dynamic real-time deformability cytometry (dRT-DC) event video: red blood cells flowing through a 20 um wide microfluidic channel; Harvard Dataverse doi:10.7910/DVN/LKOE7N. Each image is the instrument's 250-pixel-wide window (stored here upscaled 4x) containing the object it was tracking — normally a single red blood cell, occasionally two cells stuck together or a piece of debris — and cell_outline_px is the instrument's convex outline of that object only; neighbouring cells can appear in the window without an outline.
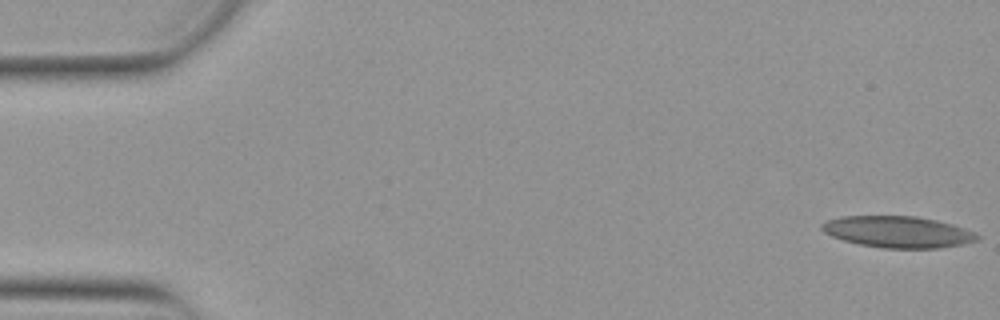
{"species": "Egyptian fruit bat (a non-hibernating species)", "species_latin": "Rousettus aegyptiacus", "temperature_condition": "warm", "stored_images_in_passage": 25, "camera_frame_rate_fps": 3000, "um_per_image_px": 0.085, "animal": {"sex": "female"}, "frame": {"image": 1, "passage_image": 1, "time_ms": 0.0, "image_size_px": [1000, 320], "cell_outline_px": [[980, 236], [976, 240], [960, 244], [936, 248], [880, 248], [860, 244], [844, 240], [832, 236], [824, 232], [820, 228], [820, 224], [828, 220], [840, 216], [916, 216], [936, 220], [952, 224], [976, 232]], "centroid_in_image_um": [76.29, 19.7], "position_along_channel_um": 8.7, "area_um2": 28.38}}
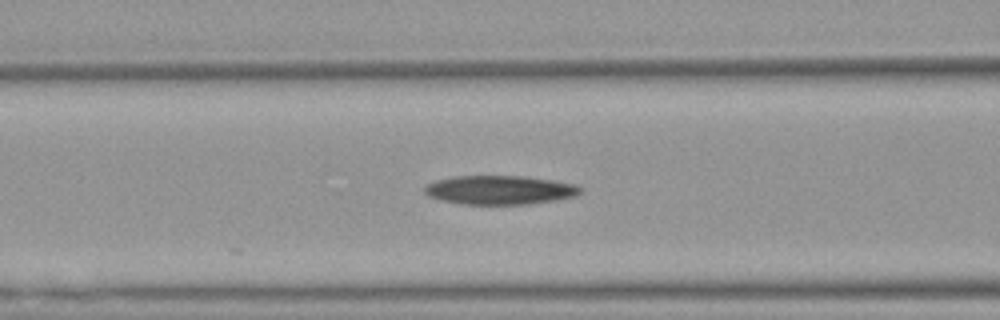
{"frame": {"image": 2, "passage_image": 21, "time_ms": 6.667, "image_size_px": [1000, 320], "cell_outline_px": [[584, 192], [576, 196], [528, 204], [464, 204], [440, 200], [428, 196], [424, 192], [424, 188], [428, 184], [436, 180], [456, 176], [524, 176], [552, 180], [576, 184]], "centroid_in_image_um": [42.48, 16.14], "position_along_channel_um": 124.1, "area_um2": 26.18}}
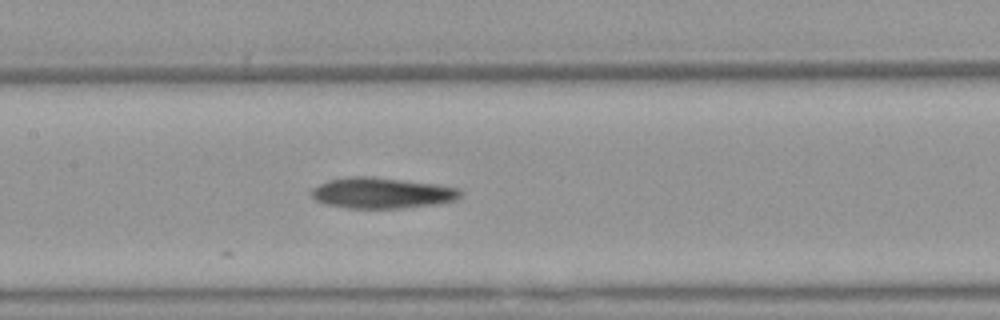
{"frame": {"image": 3, "passage_image": 25, "time_ms": 8.0, "image_size_px": [1000, 320], "cell_outline_px": [[460, 196], [456, 200], [440, 204], [400, 208], [348, 208], [324, 204], [316, 200], [312, 196], [312, 188], [328, 180], [344, 176], [368, 176], [436, 184], [460, 188]], "centroid_in_image_um": [32.45, 16.4], "position_along_channel_um": 174.9, "area_um2": 26.82}}